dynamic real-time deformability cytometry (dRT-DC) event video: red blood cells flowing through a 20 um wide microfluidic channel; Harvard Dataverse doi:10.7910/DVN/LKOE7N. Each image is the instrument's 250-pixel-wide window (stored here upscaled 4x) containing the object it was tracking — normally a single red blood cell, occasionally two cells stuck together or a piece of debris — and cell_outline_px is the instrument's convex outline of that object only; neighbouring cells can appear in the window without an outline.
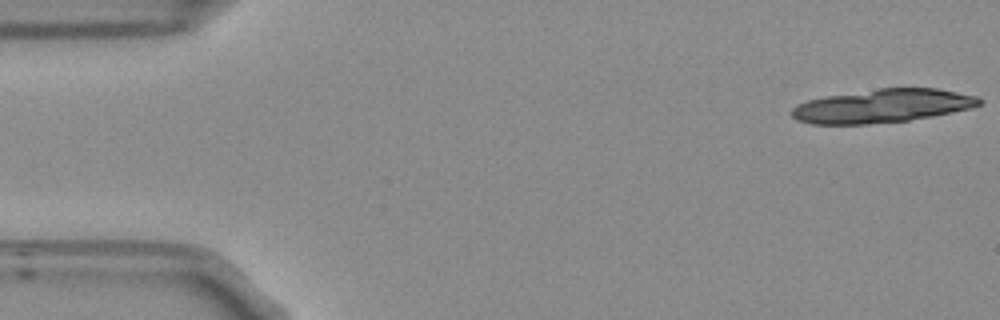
{"species": "Egyptian fruit bat (a non-hibernating species)", "species_latin": "Rousettus aegyptiacus", "temperature_condition": "room temperature", "stored_images_in_passage": 7, "camera_frame_rate_fps": 3000, "um_per_image_px": 0.085, "frame": {"image": 1, "passage_image": 1, "time_ms": 0.0, "image_size_px": [1000, 320], "cell_outline_px": [[980, 104], [972, 108], [932, 116], [908, 120], [868, 124], [812, 124], [796, 120], [792, 116], [792, 108], [796, 104], [808, 100], [828, 96], [880, 88], [936, 88], [976, 96], [980, 100]], "centroid_in_image_um": [74.98, 9.01], "position_along_channel_um": 10.0, "area_um2": 36.24}}